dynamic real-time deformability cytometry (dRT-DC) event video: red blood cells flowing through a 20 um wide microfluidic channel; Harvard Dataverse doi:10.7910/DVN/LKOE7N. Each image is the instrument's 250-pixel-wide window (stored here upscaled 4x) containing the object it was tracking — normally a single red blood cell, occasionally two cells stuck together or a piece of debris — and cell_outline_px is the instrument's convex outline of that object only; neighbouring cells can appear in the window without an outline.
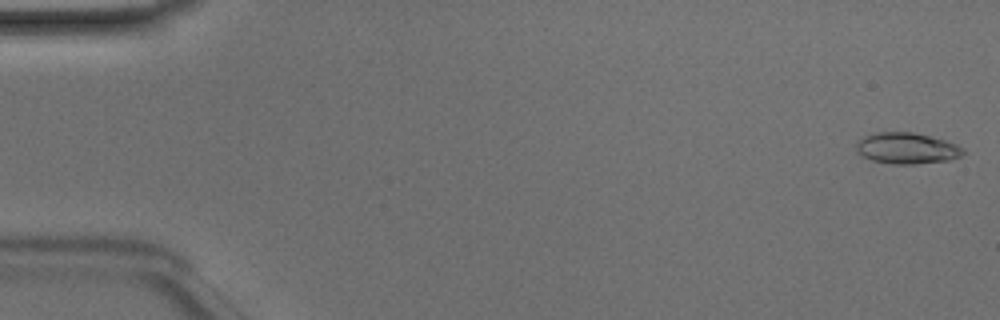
{"species": "Egyptian fruit bat (a non-hibernating species)", "species_latin": "Rousettus aegyptiacus", "temperature_condition": "room temperature", "stored_images_in_passage": 47, "camera_frame_rate_fps": 3000, "um_per_image_px": 0.085, "animal": {"sex": "male"}, "frame": {"image": 1, "passage_image": 1, "time_ms": 0.0, "image_size_px": [1000, 320], "cell_outline_px": [[964, 152], [960, 156], [948, 160], [916, 164], [892, 164], [872, 160], [856, 152], [856, 144], [864, 136], [876, 132], [912, 132], [944, 140], [956, 144], [964, 148]], "centroid_in_image_um": [77.06, 12.6], "position_along_channel_um": 7.9, "area_um2": 19.25}}
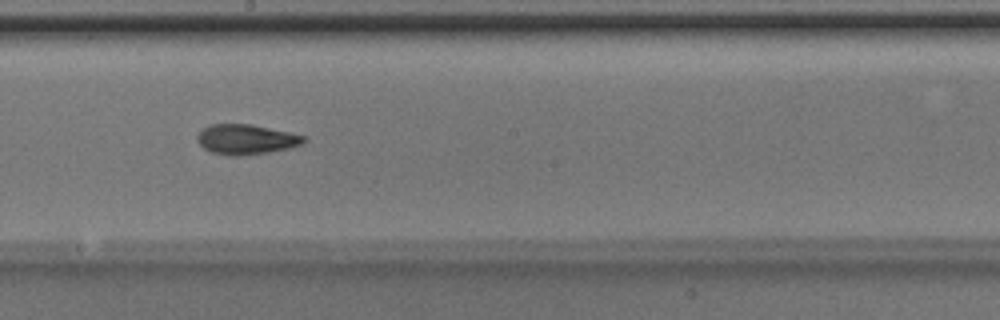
{"frame": {"image": 2, "passage_image": 27, "time_ms": 8.667, "image_size_px": [1000, 320], "cell_outline_px": [[308, 140], [304, 144], [288, 148], [268, 152], [240, 156], [228, 156], [212, 152], [204, 148], [196, 140], [196, 136], [208, 124], [252, 124], [288, 132], [304, 136]], "centroid_in_image_um": [20.91, 11.85], "position_along_channel_um": 227.3, "area_um2": 18.67}}
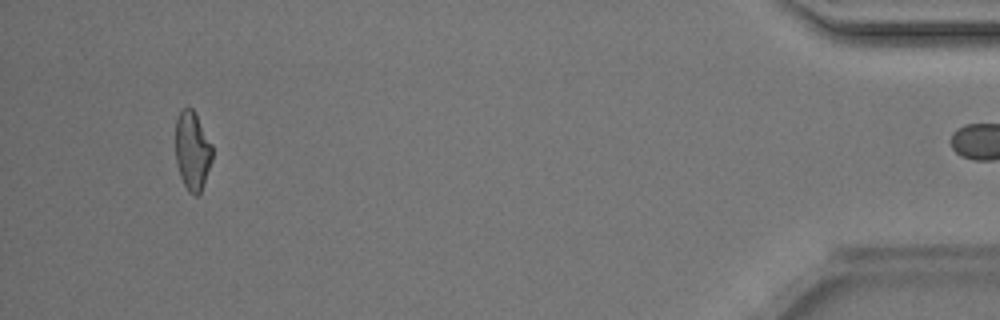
{"frame": {"image": 3, "passage_image": 46, "time_ms": 15.0, "image_size_px": [1000, 320], "cell_outline_px": [[212, 160], [200, 192], [196, 196], [188, 192], [180, 176], [176, 164], [176, 120], [180, 112], [184, 108], [192, 108], [212, 144]], "centroid_in_image_um": [16.34, 12.84], "position_along_channel_um": 418.9, "area_um2": 16.65}, "authors_computed_cell_mechanics": {"area_um2": 18.0336, "velocity_mm_per_s": 4.1819, "shape_relaxation_time_tau1_ms": 3.3037, "shape_relaxation_time_tau2_ms": 3.1272, "deformation_change_tau1": 0.1434, "deformation_change_tau2": 0.1158}}